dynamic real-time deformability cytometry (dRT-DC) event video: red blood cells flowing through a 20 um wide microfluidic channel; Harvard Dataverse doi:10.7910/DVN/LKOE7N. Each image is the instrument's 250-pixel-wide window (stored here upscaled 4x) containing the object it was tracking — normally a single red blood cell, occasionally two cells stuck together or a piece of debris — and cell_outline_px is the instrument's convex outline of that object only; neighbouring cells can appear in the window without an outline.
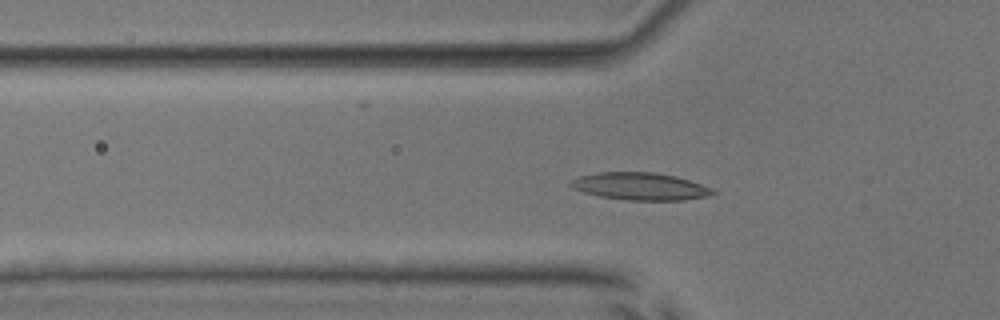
{"species": "common noctule bat (a hibernating species)", "species_latin": "Nyctalus noctula", "temperature_condition": "room temperature", "stored_images_in_passage": 52, "camera_frame_rate_fps": 3000, "um_per_image_px": 0.085, "animal": {"sex": "male", "body_mass_g": 17.9, "forearm_length_mm": 54.2}, "frame": {"image": 1, "passage_image": 18, "time_ms": 5.667, "image_size_px": [1000, 320], "cell_outline_px": [[716, 192], [708, 196], [684, 200], [628, 200], [600, 196], [584, 192], [568, 184], [572, 180], [580, 176], [596, 172], [656, 172], [676, 176], [712, 188]], "centroid_in_image_um": [54.43, 15.83], "position_along_channel_um": 71.4, "area_um2": 22.48}}
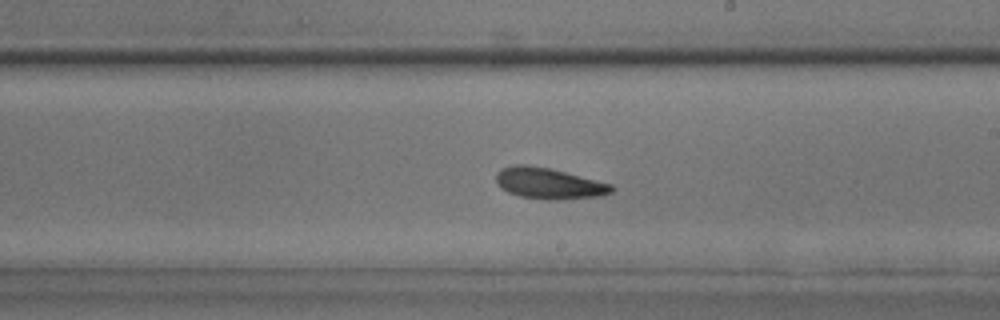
{"frame": {"image": 2, "passage_image": 31, "time_ms": 10.0, "image_size_px": [1000, 320], "cell_outline_px": [[616, 188], [612, 192], [600, 196], [560, 200], [548, 200], [520, 196], [508, 192], [500, 188], [496, 180], [496, 172], [500, 168], [512, 164], [528, 164], [548, 168], [612, 184]], "centroid_in_image_um": [46.63, 15.59], "position_along_channel_um": 242.4, "area_um2": 21.04}}
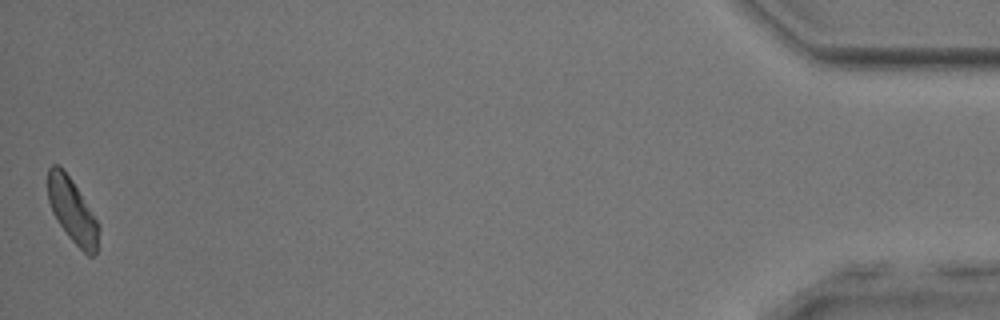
{"frame": {"image": 3, "passage_image": 52, "time_ms": 17.0, "image_size_px": [1000, 320], "cell_outline_px": [[100, 228], [96, 252], [92, 256], [88, 256], [68, 236], [52, 212], [48, 200], [48, 168], [52, 164], [60, 164], [72, 180], [100, 224]], "centroid_in_image_um": [6.15, 17.88], "position_along_channel_um": 429.0, "area_um2": 19.02}, "authors_computed_cell_mechanics": {"area_um2": 20.4612, "velocity_mm_per_s": 3.9695, "shape_relaxation_time_tau1_ms": 2.7748, "shape_relaxation_time_tau2_ms": 3.2442, "deformation_change_tau1": 0.1193, "deformation_change_tau2": 0.1155}}